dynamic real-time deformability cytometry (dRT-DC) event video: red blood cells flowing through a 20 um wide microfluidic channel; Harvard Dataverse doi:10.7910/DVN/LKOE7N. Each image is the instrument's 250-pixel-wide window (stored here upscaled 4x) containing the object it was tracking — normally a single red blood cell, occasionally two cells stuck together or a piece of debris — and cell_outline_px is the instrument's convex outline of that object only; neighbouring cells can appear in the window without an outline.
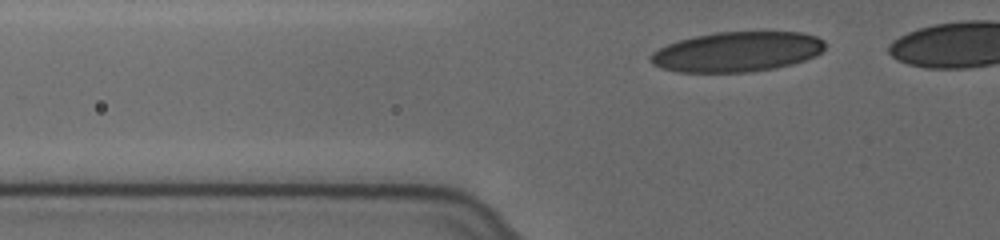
{"species": "human", "species_latin": "Homo sapiens", "temperature_condition": "cold", "stored_images_in_passage": 33, "camera_frame_rate_fps": 3000, "um_per_image_px": 0.085, "donor": {"sex": "female"}, "frame": {"image": 1, "passage_image": 5, "time_ms": 1.333, "image_size_px": [1000, 240], "cell_outline_px": [[824, 48], [820, 52], [804, 60], [792, 64], [776, 68], [748, 72], [676, 72], [660, 68], [652, 64], [648, 60], [648, 56], [652, 52], [668, 44], [680, 40], [696, 36], [716, 32], [804, 32], [816, 36], [824, 40]], "centroid_in_image_um": [62.61, 4.4], "position_along_channel_um": 63.2, "area_um2": 40.69}}
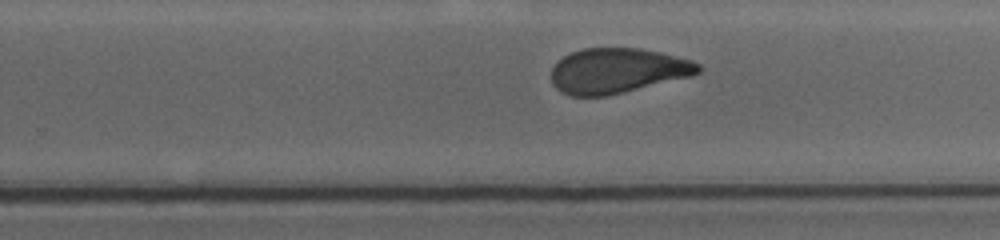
{"frame": {"image": 2, "passage_image": 23, "time_ms": 7.333, "image_size_px": [1000, 240], "cell_outline_px": [[704, 68], [700, 72], [692, 76], [608, 96], [572, 96], [560, 92], [552, 84], [552, 68], [564, 56], [572, 52], [584, 48], [640, 48], [660, 52], [692, 60], [700, 64]], "centroid_in_image_um": [52.51, 6.02], "position_along_channel_um": 277.3, "area_um2": 38.78}}
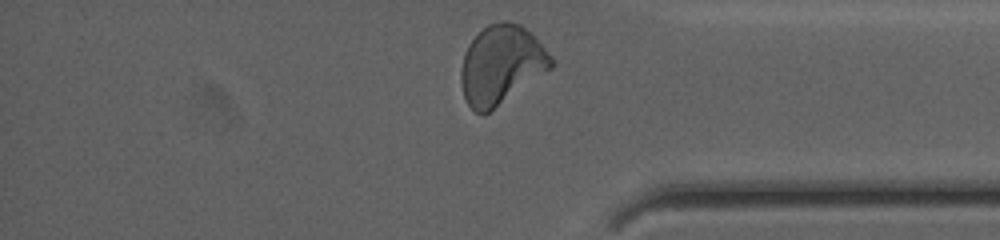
{"frame": {"image": 3, "passage_image": 33, "time_ms": 10.667, "image_size_px": [1000, 240], "cell_outline_px": [[556, 64], [552, 68], [488, 112], [476, 112], [468, 104], [464, 96], [460, 80], [460, 68], [464, 52], [468, 44], [488, 24], [500, 20], [508, 20], [520, 24], [556, 60]], "centroid_in_image_um": [42.6, 5.48], "position_along_channel_um": 392.6, "area_um2": 40.98}, "authors_computed_cell_mechanics": {"area_um2": 39.9398, "velocity_mm_per_s": 3.6304, "shape_relaxation_time_tau1_ms": 10.1056, "shape_relaxation_time_tau2_ms": 1.3226, "deformation_change_tau1": 0.2198, "deformation_change_tau2": 0.0736}}